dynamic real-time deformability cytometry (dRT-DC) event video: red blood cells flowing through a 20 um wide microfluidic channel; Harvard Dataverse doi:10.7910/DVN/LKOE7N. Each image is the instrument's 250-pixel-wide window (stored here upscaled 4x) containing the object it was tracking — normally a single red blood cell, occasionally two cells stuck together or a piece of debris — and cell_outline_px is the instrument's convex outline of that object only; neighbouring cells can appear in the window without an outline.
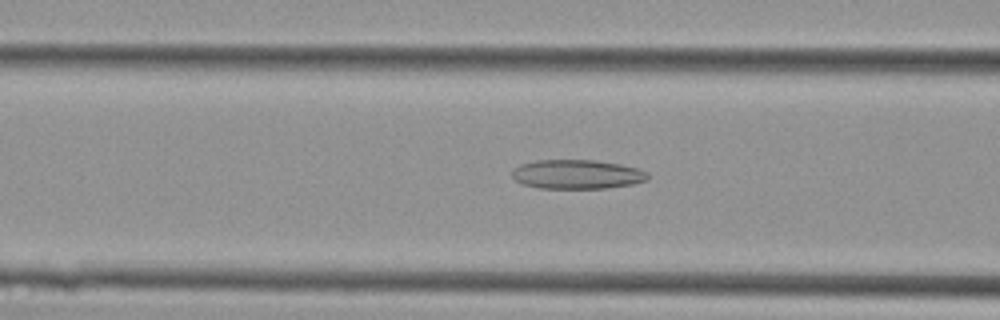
{"species": "Egyptian fruit bat (a non-hibernating species)", "species_latin": "Rousettus aegyptiacus", "temperature_condition": "cold", "stored_images_in_passage": 40, "camera_frame_rate_fps": 3000, "um_per_image_px": 0.085, "animal": {"sex": "female"}, "frame": {"image": 1, "passage_image": 14, "time_ms": 4.333, "image_size_px": [1000, 320], "cell_outline_px": [[648, 180], [632, 184], [608, 188], [540, 188], [524, 184], [516, 180], [512, 176], [512, 168], [520, 164], [536, 160], [596, 160], [620, 164], [636, 168], [648, 172]], "centroid_in_image_um": [49.04, 14.81], "position_along_channel_um": 117.6, "area_um2": 23.12}}
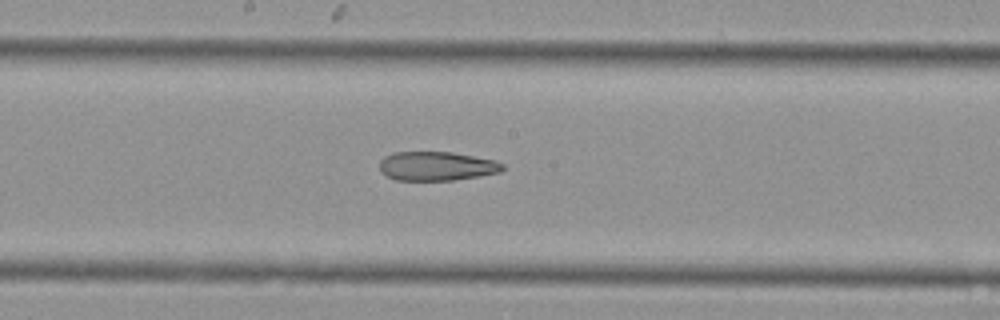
{"frame": {"image": 2, "passage_image": 20, "time_ms": 6.333, "image_size_px": [1000, 320], "cell_outline_px": [[504, 168], [500, 172], [452, 180], [396, 180], [380, 172], [380, 160], [384, 156], [392, 152], [452, 152], [496, 160], [504, 164]], "centroid_in_image_um": [37.09, 14.11], "position_along_channel_um": 211.1, "area_um2": 20.81}}
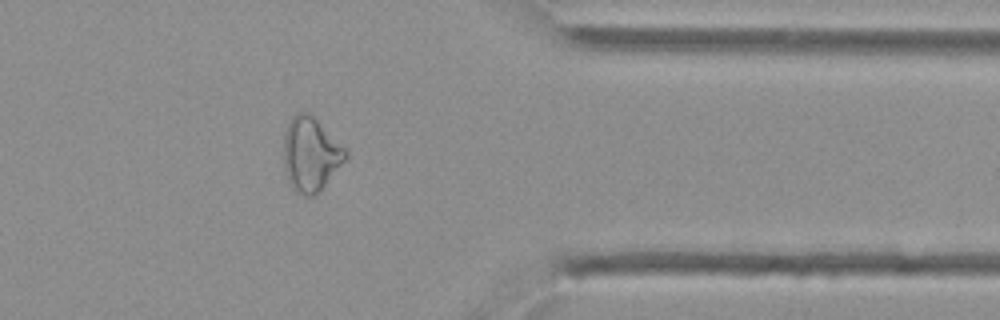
{"frame": {"image": 3, "passage_image": 32, "time_ms": 10.333, "image_size_px": [1000, 320], "cell_outline_px": [[348, 156], [320, 192], [312, 196], [304, 196], [292, 188], [288, 180], [284, 164], [284, 136], [288, 124], [292, 116], [300, 112], [308, 112], [348, 152]], "centroid_in_image_um": [26.39, 13.15], "position_along_channel_um": 385.0, "area_um2": 26.24}}